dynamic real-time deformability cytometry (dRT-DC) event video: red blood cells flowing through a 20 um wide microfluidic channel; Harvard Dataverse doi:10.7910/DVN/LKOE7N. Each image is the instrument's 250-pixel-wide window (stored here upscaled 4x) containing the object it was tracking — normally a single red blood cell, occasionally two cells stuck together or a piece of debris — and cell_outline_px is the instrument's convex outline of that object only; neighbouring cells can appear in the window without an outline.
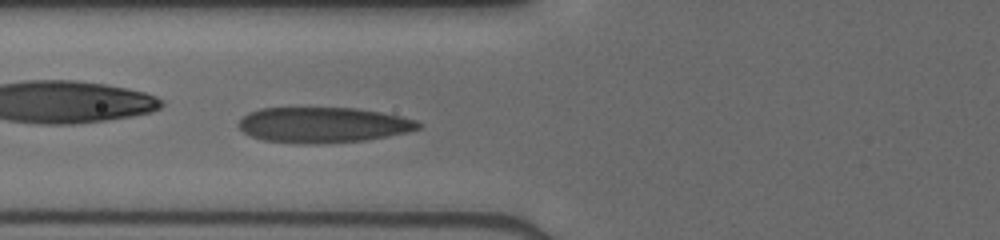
{"species": "human", "species_latin": "Homo sapiens", "temperature_condition": "cold", "stored_images_in_passage": 38, "camera_frame_rate_fps": 3000, "um_per_image_px": 0.085, "donor": {"sex": "male"}, "frame": {"image": 1, "passage_image": 9, "time_ms": 2.667, "image_size_px": [1000, 240], "cell_outline_px": [[424, 124], [420, 128], [408, 132], [368, 140], [320, 144], [308, 144], [264, 140], [252, 136], [244, 132], [236, 124], [248, 112], [260, 108], [356, 108], [380, 112], [400, 116], [416, 120]], "centroid_in_image_um": [27.49, 10.62], "position_along_channel_um": 98.3, "area_um2": 37.28}}
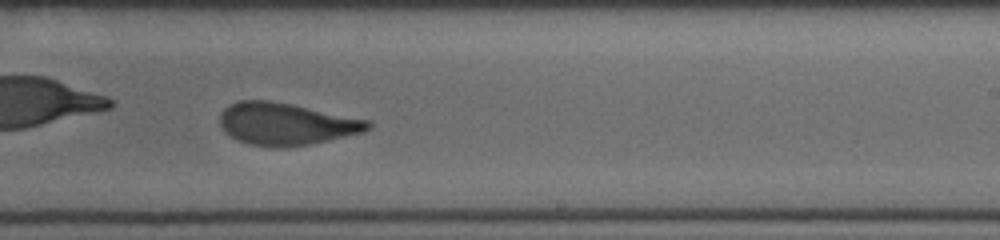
{"frame": {"image": 2, "passage_image": 21, "time_ms": 6.667, "image_size_px": [1000, 240], "cell_outline_px": [[372, 128], [364, 132], [328, 140], [308, 144], [280, 148], [248, 144], [236, 140], [220, 128], [220, 112], [228, 104], [240, 100], [268, 100], [372, 120]], "centroid_in_image_um": [24.31, 10.53], "position_along_channel_um": 264.7, "area_um2": 36.53}}
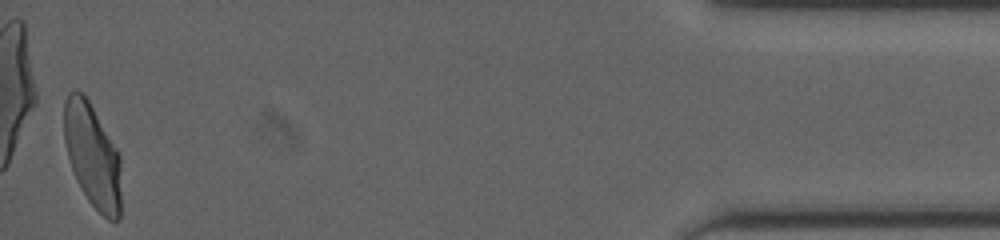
{"frame": {"image": 3, "passage_image": 38, "time_ms": 12.333, "image_size_px": [1000, 240], "cell_outline_px": [[120, 220], [108, 220], [88, 200], [76, 180], [68, 156], [64, 140], [64, 100], [68, 92], [84, 92], [120, 156]], "centroid_in_image_um": [7.84, 13.22], "position_along_channel_um": 427.4, "area_um2": 34.22}}